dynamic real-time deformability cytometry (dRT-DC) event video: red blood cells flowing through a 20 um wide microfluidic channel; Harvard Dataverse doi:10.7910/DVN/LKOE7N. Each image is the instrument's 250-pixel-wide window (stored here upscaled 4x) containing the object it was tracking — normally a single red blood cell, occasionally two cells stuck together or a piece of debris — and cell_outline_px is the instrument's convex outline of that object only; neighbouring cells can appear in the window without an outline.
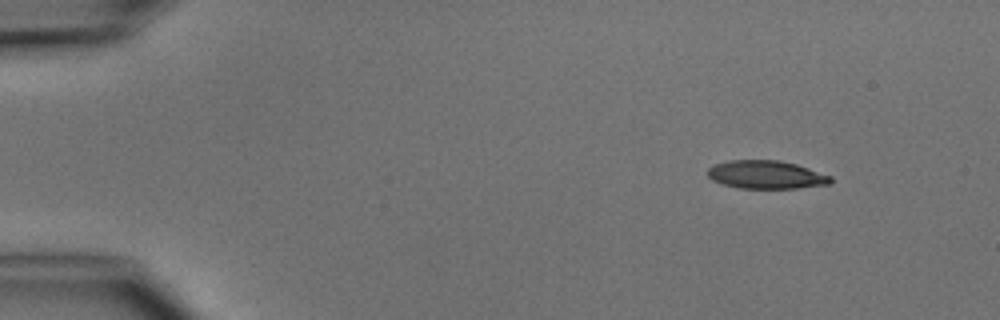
{"species": "common noctule bat (a hibernating species)", "species_latin": "Nyctalus noctula", "temperature_condition": "cold", "stored_images_in_passage": 4, "camera_frame_rate_fps": 3000, "um_per_image_px": 0.085, "animal": {"sex": "male", "body_mass_g": 15.6}, "frame": {"image": 1, "passage_image": 1, "time_ms": 0.0, "image_size_px": [1000, 320], "cell_outline_px": [[832, 180], [828, 184], [796, 188], [740, 188], [724, 184], [712, 180], [708, 176], [708, 168], [716, 164], [728, 160], [776, 160], [796, 164], [832, 176]], "centroid_in_image_um": [65.12, 14.84], "position_along_channel_um": 19.9, "area_um2": 20.0}}
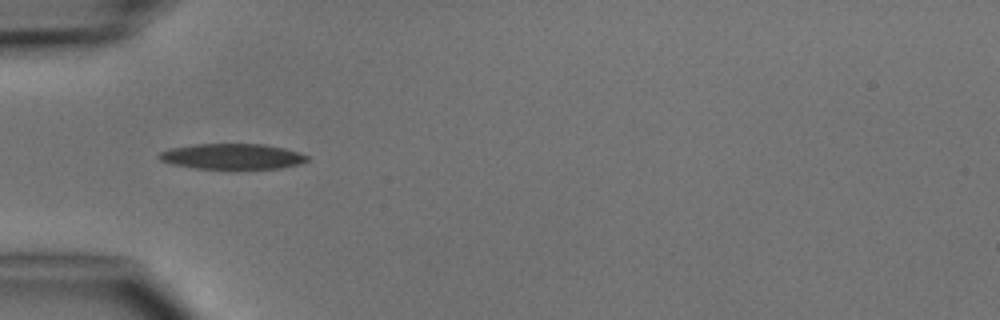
{"frame": {"image": 2, "passage_image": 4, "time_ms": 3.333, "image_size_px": [1000, 320], "cell_outline_px": [[308, 160], [300, 164], [280, 168], [196, 168], [172, 164], [160, 160], [156, 156], [160, 152], [172, 148], [196, 144], [264, 144], [284, 148], [308, 156]], "centroid_in_image_um": [19.72, 13.29], "position_along_channel_um": 65.3, "area_um2": 21.73}}